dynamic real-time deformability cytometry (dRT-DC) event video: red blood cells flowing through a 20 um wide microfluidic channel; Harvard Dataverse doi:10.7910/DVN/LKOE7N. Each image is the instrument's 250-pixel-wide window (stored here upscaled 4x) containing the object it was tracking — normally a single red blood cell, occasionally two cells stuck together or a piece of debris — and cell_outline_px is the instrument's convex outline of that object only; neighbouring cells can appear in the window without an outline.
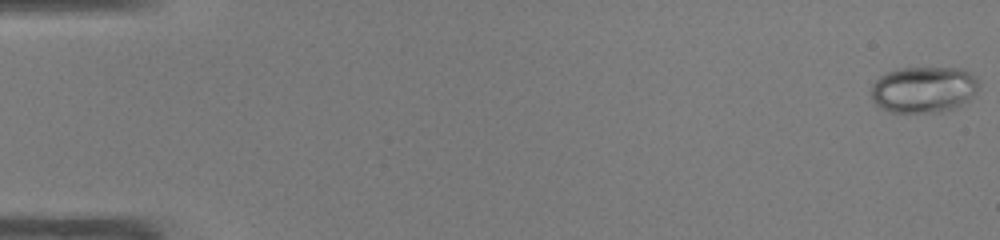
{"species": "common noctule bat (a hibernating species)", "species_latin": "Nyctalus noctula", "temperature_condition": "warm", "stored_images_in_passage": 49, "camera_frame_rate_fps": 3000, "um_per_image_px": 0.085, "animal": {"sex": "male", "body_mass_g": 19.0, "forearm_length_mm": 50.8}, "frame": {"image": 1, "passage_image": 1, "time_ms": 0.0, "image_size_px": [1000, 240], "cell_outline_px": [[980, 84], [976, 92], [968, 100], [956, 108], [944, 112], [892, 112], [876, 104], [872, 100], [872, 84], [880, 76], [888, 72], [900, 68], [960, 68], [968, 72], [980, 80]], "centroid_in_image_um": [78.55, 7.61], "position_along_channel_um": 6.5, "area_um2": 29.07}}
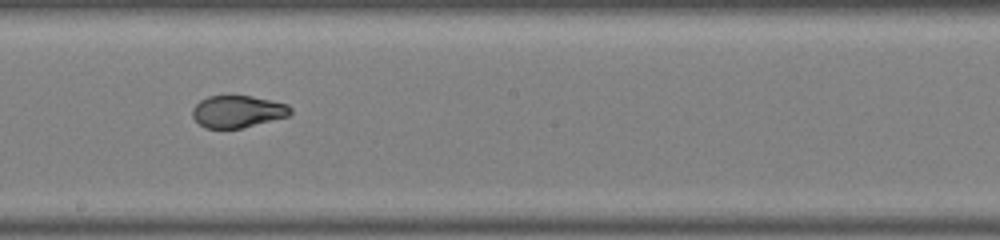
{"frame": {"image": 2, "passage_image": 28, "time_ms": 9.0, "image_size_px": [1000, 240], "cell_outline_px": [[292, 112], [288, 116], [240, 128], [204, 128], [192, 116], [192, 108], [200, 100], [208, 96], [252, 96], [288, 104], [292, 108]], "centroid_in_image_um": [20.19, 9.47], "position_along_channel_um": 228.0, "area_um2": 18.21}}
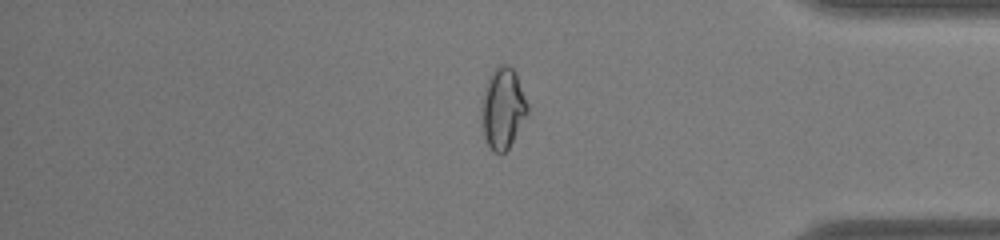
{"frame": {"image": 3, "passage_image": 41, "time_ms": 13.333, "image_size_px": [1000, 240], "cell_outline_px": [[528, 112], [508, 148], [504, 152], [492, 152], [484, 136], [480, 116], [488, 76], [500, 64], [508, 64], [516, 72], [528, 104]], "centroid_in_image_um": [42.74, 9.18], "position_along_channel_um": 392.5, "area_um2": 21.39}}